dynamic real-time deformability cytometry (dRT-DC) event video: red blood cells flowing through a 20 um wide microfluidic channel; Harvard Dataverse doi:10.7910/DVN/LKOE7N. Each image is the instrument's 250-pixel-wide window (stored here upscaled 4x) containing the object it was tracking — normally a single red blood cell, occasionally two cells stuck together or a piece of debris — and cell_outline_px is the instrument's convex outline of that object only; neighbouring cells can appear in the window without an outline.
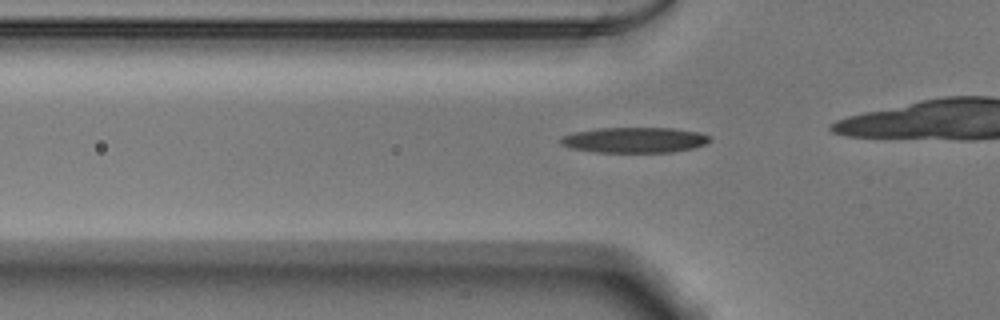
{"species": "Egyptian fruit bat (a non-hibernating species)", "species_latin": "Rousettus aegyptiacus", "temperature_condition": "warm", "stored_images_in_passage": 26, "camera_frame_rate_fps": 3000, "um_per_image_px": 0.085, "animal": {"sex": "male"}, "frame": {"image": 1, "passage_image": 2, "time_ms": 0.333, "image_size_px": [1000, 320], "cell_outline_px": [[712, 140], [704, 144], [692, 148], [672, 152], [596, 152], [568, 148], [560, 144], [560, 140], [564, 136], [576, 132], [600, 128], [672, 128], [700, 132], [712, 136]], "centroid_in_image_um": [53.97, 11.9], "position_along_channel_um": 71.8, "area_um2": 22.14}}
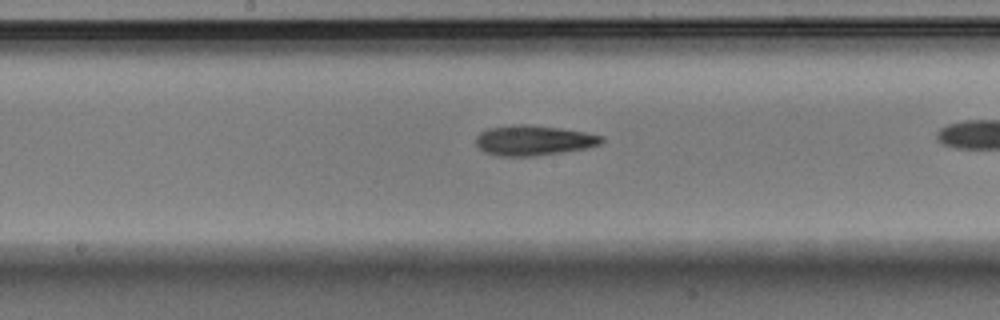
{"frame": {"image": 2, "passage_image": 12, "time_ms": 3.667, "image_size_px": [1000, 320], "cell_outline_px": [[604, 140], [600, 144], [588, 148], [536, 156], [500, 156], [484, 152], [476, 144], [476, 136], [480, 132], [488, 128], [512, 124], [528, 124], [560, 128], [584, 132], [604, 136]], "centroid_in_image_um": [45.35, 11.93], "position_along_channel_um": 202.9, "area_um2": 22.2}}
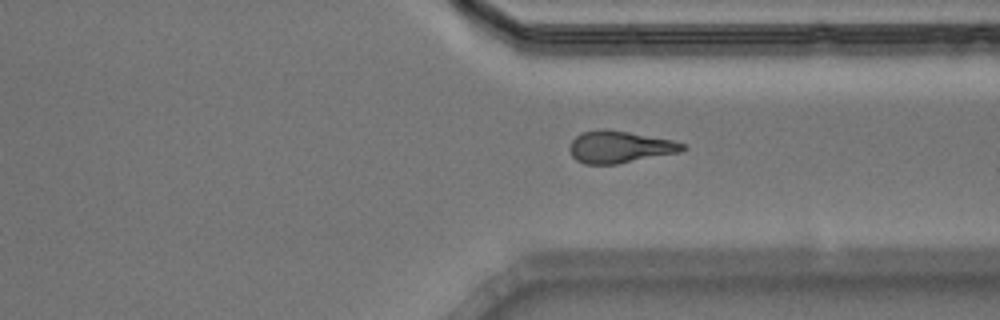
{"frame": {"image": 3, "passage_image": 24, "time_ms": 7.667, "image_size_px": [1000, 320], "cell_outline_px": [[688, 148], [680, 152], [616, 164], [584, 164], [576, 160], [572, 156], [568, 148], [572, 140], [580, 132], [600, 128], [604, 128], [628, 132], [672, 140], [684, 144]], "centroid_in_image_um": [52.63, 12.48], "position_along_channel_um": 358.8, "area_um2": 21.15}}